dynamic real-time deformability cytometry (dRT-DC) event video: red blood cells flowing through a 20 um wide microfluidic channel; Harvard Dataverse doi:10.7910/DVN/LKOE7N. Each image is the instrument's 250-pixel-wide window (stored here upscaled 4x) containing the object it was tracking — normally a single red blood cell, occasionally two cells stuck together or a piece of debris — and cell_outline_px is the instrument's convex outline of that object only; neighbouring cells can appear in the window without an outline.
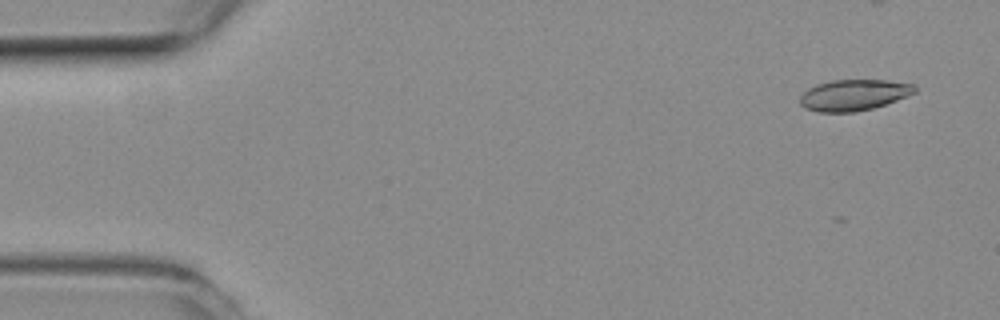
{"species": "common noctule bat (a hibernating species)", "species_latin": "Nyctalus noctula", "temperature_condition": "room temperature", "stored_images_in_passage": 44, "camera_frame_rate_fps": 3000, "um_per_image_px": 0.085, "animal": {"sex": "female", "body_mass_g": 19.3, "forearm_length_mm": 54.1}, "frame": {"image": 1, "passage_image": 2, "time_ms": 0.333, "image_size_px": [1000, 320], "cell_outline_px": [[916, 92], [908, 96], [872, 108], [856, 112], [820, 112], [804, 108], [800, 104], [800, 96], [808, 88], [816, 84], [832, 80], [888, 80], [916, 84]], "centroid_in_image_um": [72.57, 8.07], "position_along_channel_um": 12.4, "area_um2": 20.87}}
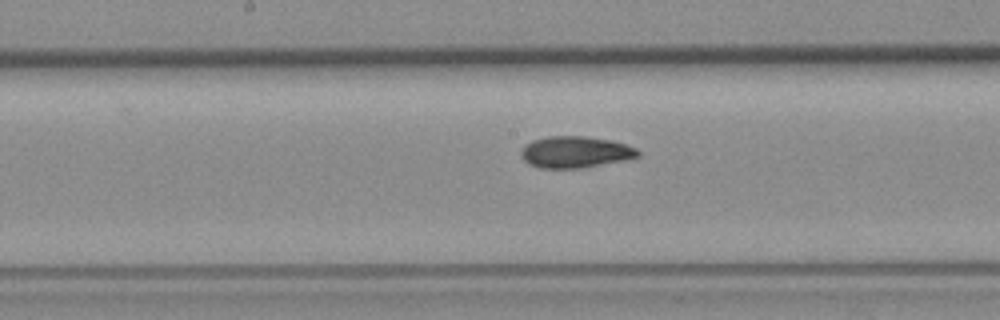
{"frame": {"image": 2, "passage_image": 26, "time_ms": 8.333, "image_size_px": [1000, 320], "cell_outline_px": [[640, 156], [624, 160], [584, 168], [540, 168], [528, 164], [520, 156], [520, 152], [524, 144], [532, 140], [548, 136], [584, 136], [612, 140], [636, 148], [640, 152]], "centroid_in_image_um": [48.87, 12.92], "position_along_channel_um": 199.3, "area_um2": 21.68}}
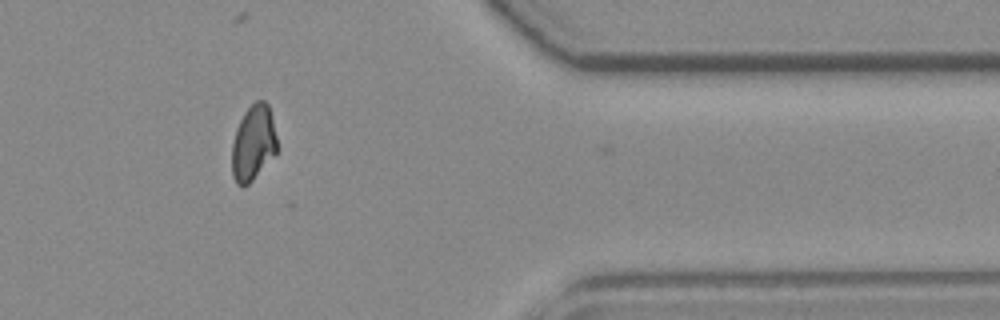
{"frame": {"image": 3, "passage_image": 43, "time_ms": 14.0, "image_size_px": [1000, 320], "cell_outline_px": [[276, 152], [252, 180], [248, 184], [236, 184], [232, 176], [232, 144], [236, 128], [244, 112], [256, 100], [264, 100], [268, 104], [272, 116], [276, 136]], "centroid_in_image_um": [21.51, 12.12], "position_along_channel_um": 389.9, "area_um2": 19.59}, "authors_computed_cell_mechanics": {"area_um2": 21.1837, "velocity_mm_per_s": 3.7978, "shape_relaxation_time_tau1_ms": null, "shape_relaxation_time_tau2_ms": 6.2558, "deformation_change_tau1": null, "deformation_change_tau2": 0.0932}}